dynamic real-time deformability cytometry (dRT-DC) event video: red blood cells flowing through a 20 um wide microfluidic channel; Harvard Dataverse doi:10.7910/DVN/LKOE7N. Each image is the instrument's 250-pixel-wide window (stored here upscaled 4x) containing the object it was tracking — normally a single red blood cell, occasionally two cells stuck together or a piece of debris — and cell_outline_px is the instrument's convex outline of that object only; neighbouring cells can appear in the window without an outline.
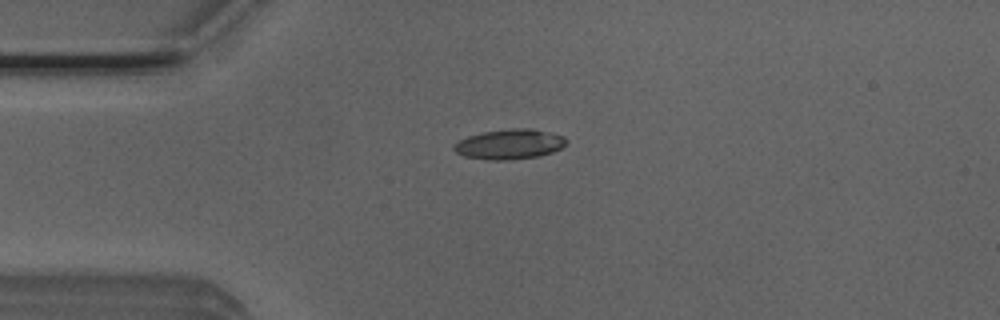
{"species": "Egyptian fruit bat (a non-hibernating species)", "species_latin": "Rousettus aegyptiacus", "temperature_condition": "room temperature", "stored_images_in_passage": 7, "camera_frame_rate_fps": 3000, "um_per_image_px": 0.085, "animal": {"sex": "male"}, "frame": {"image": 1, "passage_image": 2, "time_ms": 0.333, "image_size_px": [1000, 320], "cell_outline_px": [[568, 144], [552, 152], [540, 156], [508, 160], [488, 160], [464, 156], [456, 152], [452, 148], [452, 144], [468, 136], [484, 132], [512, 128], [528, 128], [564, 136], [568, 140]], "centroid_in_image_um": [43.31, 12.26], "position_along_channel_um": 41.7, "area_um2": 19.65}}
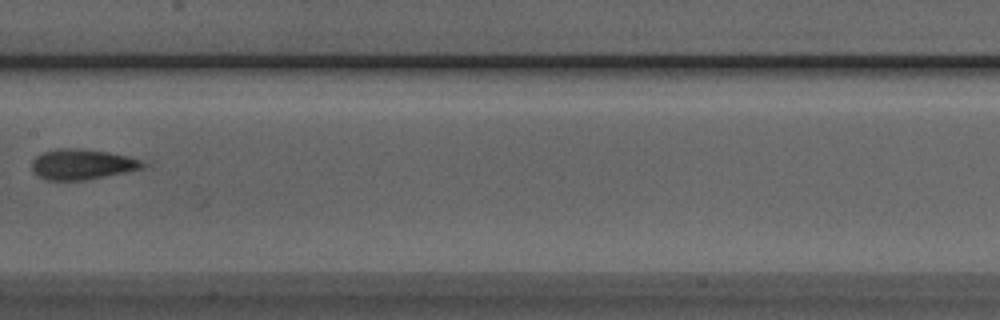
{"frame": {"image": 2, "passage_image": 6, "time_ms": 1.667, "image_size_px": [1000, 320], "cell_outline_px": [[148, 164], [144, 168], [128, 172], [84, 180], [44, 180], [32, 172], [32, 160], [36, 156], [44, 152], [56, 148], [84, 148], [108, 152], [128, 156], [140, 160]], "centroid_in_image_um": [6.98, 13.96], "position_along_channel_um": 200.4, "area_um2": 19.94}}
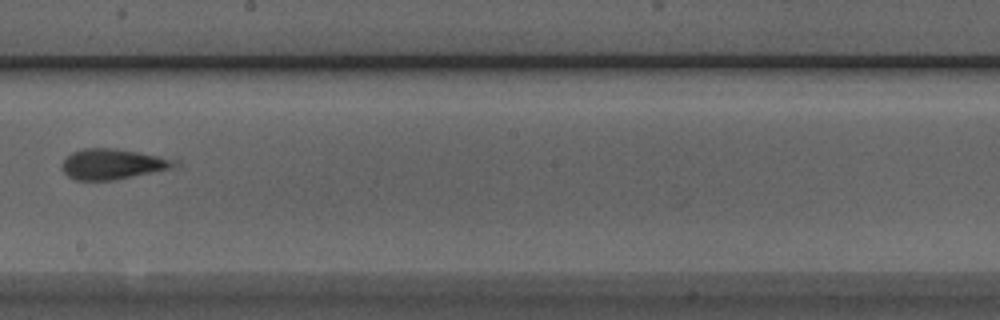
{"frame": {"image": 3, "passage_image": 7, "time_ms": 2.0, "image_size_px": [1000, 320], "cell_outline_px": [[180, 164], [172, 168], [116, 180], [76, 180], [68, 176], [60, 168], [60, 164], [72, 152], [80, 148], [116, 148], [180, 160]], "centroid_in_image_um": [9.57, 13.94], "position_along_channel_um": 238.6, "area_um2": 20.17}}